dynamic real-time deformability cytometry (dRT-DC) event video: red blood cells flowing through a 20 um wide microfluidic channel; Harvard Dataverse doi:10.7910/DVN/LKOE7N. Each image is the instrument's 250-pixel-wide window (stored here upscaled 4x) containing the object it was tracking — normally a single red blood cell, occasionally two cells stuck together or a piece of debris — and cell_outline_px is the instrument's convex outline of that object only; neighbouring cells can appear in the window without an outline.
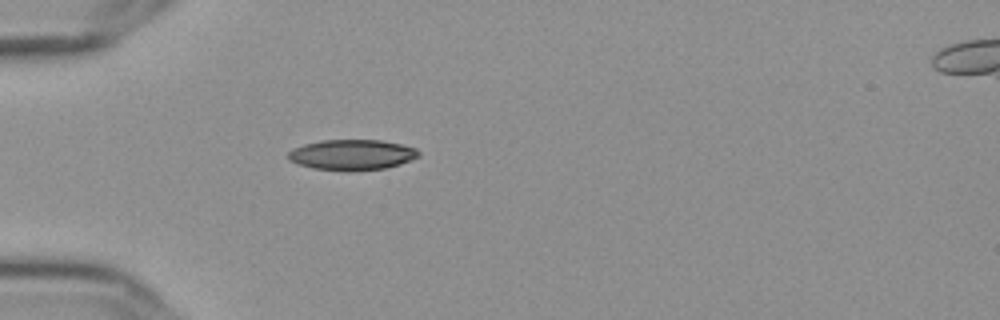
{"species": "Egyptian fruit bat (a non-hibernating species)", "species_latin": "Rousettus aegyptiacus", "temperature_condition": "cold", "stored_images_in_passage": 40, "camera_frame_rate_fps": 3000, "um_per_image_px": 0.085, "frame": {"image": 1, "passage_image": 1, "time_ms": 0.0, "image_size_px": [1000, 320], "cell_outline_px": [[420, 156], [400, 164], [384, 168], [348, 172], [312, 168], [296, 164], [288, 160], [288, 152], [292, 148], [304, 144], [320, 140], [380, 140], [400, 144], [416, 148], [420, 152]], "centroid_in_image_um": [29.88, 13.16], "position_along_channel_um": 55.1, "area_um2": 23.47}}
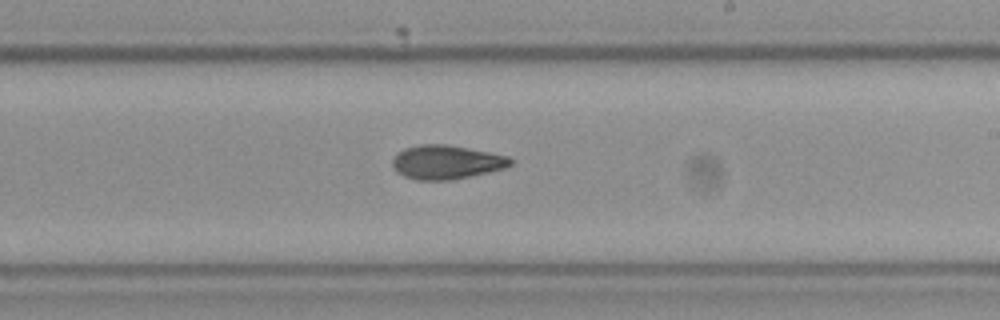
{"frame": {"image": 2, "passage_image": 18, "time_ms": 5.667, "image_size_px": [1000, 320], "cell_outline_px": [[512, 164], [504, 168], [488, 172], [452, 180], [416, 180], [404, 176], [396, 172], [392, 164], [392, 160], [396, 152], [404, 148], [420, 144], [448, 144], [508, 156], [512, 160]], "centroid_in_image_um": [37.89, 13.78], "position_along_channel_um": 251.1, "area_um2": 23.41}}
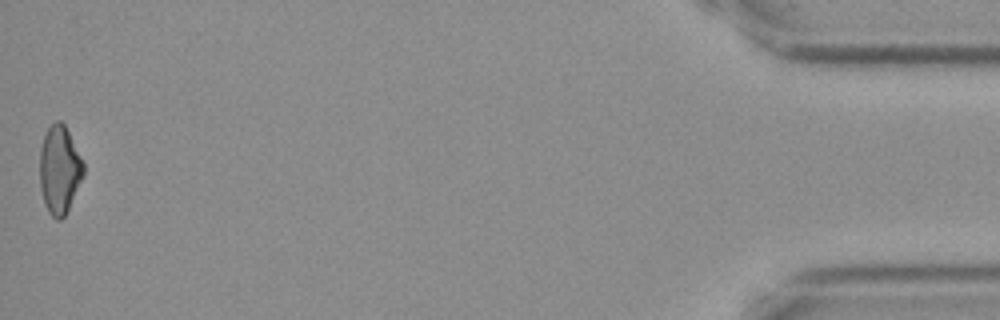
{"frame": {"image": 3, "passage_image": 40, "time_ms": 13.0, "image_size_px": [1000, 320], "cell_outline_px": [[84, 176], [64, 216], [60, 220], [56, 220], [48, 212], [44, 204], [40, 188], [40, 148], [44, 136], [48, 128], [56, 120], [60, 120], [64, 124], [84, 164]], "centroid_in_image_um": [5.04, 14.44], "position_along_channel_um": 430.2, "area_um2": 22.25}, "authors_computed_cell_mechanics": {"area_um2": 22.9755, "velocity_mm_per_s": 3.6331, "shape_relaxation_time_tau1_ms": 4.7193, "shape_relaxation_time_tau2_ms": 3.5896, "deformation_change_tau1": 0.1375, "deformation_change_tau2": 0.0938}}